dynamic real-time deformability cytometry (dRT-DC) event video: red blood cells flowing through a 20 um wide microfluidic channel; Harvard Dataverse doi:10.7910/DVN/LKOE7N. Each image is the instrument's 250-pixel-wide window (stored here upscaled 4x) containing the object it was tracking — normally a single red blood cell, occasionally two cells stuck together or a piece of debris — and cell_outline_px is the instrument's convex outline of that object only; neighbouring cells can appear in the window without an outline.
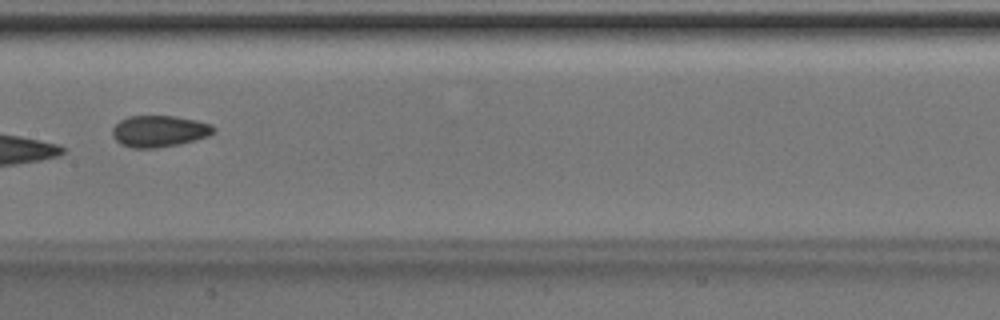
{"species": "Egyptian fruit bat (a non-hibernating species)", "species_latin": "Rousettus aegyptiacus", "temperature_condition": "room temperature", "stored_images_in_passage": 7, "camera_frame_rate_fps": 3000, "um_per_image_px": 0.085, "animal": {"sex": "male"}, "frame": {"image": 1, "passage_image": 7, "time_ms": 2.0, "image_size_px": [1000, 320], "cell_outline_px": [[216, 128], [208, 136], [180, 144], [156, 148], [132, 148], [120, 144], [112, 136], [112, 128], [120, 120], [128, 116], [176, 116], [196, 120], [212, 124]], "centroid_in_image_um": [13.52, 11.15], "position_along_channel_um": 193.9, "area_um2": 18.67}}